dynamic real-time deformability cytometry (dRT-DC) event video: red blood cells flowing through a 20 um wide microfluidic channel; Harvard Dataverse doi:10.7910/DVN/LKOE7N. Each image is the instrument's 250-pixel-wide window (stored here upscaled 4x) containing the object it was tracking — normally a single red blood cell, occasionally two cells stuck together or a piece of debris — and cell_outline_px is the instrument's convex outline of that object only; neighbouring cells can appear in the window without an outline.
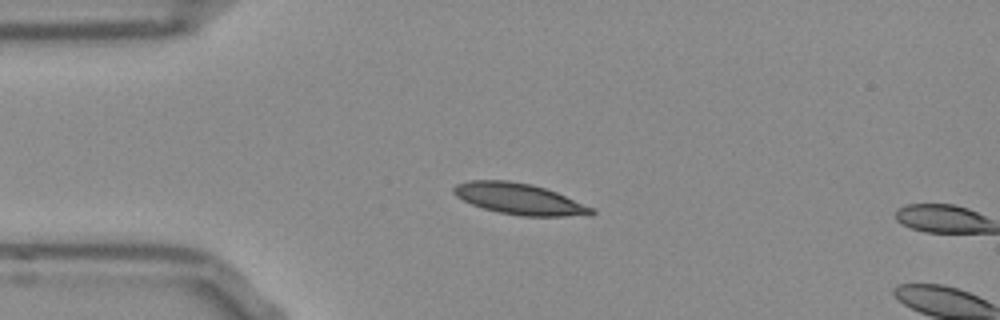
{"species": "Egyptian fruit bat (a non-hibernating species)", "species_latin": "Rousettus aegyptiacus", "temperature_condition": "room temperature", "stored_images_in_passage": 2, "camera_frame_rate_fps": 3000, "um_per_image_px": 0.085, "frame": {"image": 1, "passage_image": 1, "time_ms": 0.0, "image_size_px": [1000, 320], "cell_outline_px": [[596, 212], [592, 216], [520, 216], [500, 212], [484, 208], [472, 204], [456, 196], [452, 192], [452, 188], [456, 184], [468, 180], [508, 180], [532, 184], [556, 192], [592, 208]], "centroid_in_image_um": [44.13, 16.9], "position_along_channel_um": 40.9, "area_um2": 24.91}}